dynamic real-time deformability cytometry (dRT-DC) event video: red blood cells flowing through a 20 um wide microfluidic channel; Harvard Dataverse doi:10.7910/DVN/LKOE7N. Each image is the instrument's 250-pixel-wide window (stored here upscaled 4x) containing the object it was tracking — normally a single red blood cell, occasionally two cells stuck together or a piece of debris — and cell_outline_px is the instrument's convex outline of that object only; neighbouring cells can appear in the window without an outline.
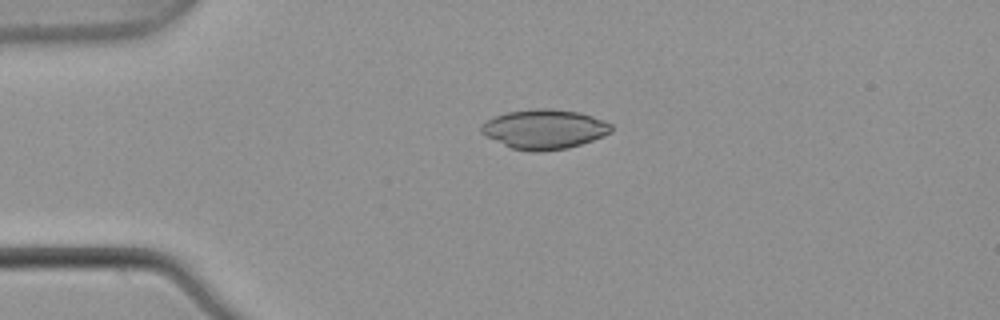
{"species": "common noctule bat (a hibernating species)", "species_latin": "Nyctalus noctula", "temperature_condition": "warm", "stored_images_in_passage": 2, "camera_frame_rate_fps": 3000, "um_per_image_px": 0.085, "animal": {"sex": "male", "body_mass_g": 21.5, "forearm_length_mm": 52.0}, "frame": {"image": 1, "passage_image": 1, "time_ms": 0.0, "image_size_px": [1000, 320], "cell_outline_px": [[612, 132], [604, 136], [568, 148], [540, 152], [532, 152], [512, 148], [484, 136], [480, 132], [480, 128], [488, 120], [496, 116], [508, 112], [536, 108], [552, 108], [580, 112], [604, 120], [612, 124]], "centroid_in_image_um": [46.29, 10.98], "position_along_channel_um": 38.7, "area_um2": 30.06}}